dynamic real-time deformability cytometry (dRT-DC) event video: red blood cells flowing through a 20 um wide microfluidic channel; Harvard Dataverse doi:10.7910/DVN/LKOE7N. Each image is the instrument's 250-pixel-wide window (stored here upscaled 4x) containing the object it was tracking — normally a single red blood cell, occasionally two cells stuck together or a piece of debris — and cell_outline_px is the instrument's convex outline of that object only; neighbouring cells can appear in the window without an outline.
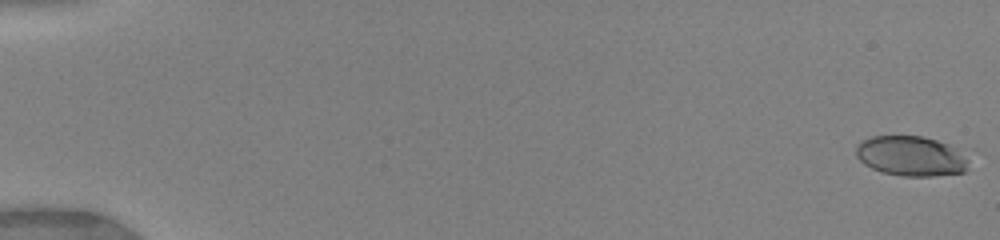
{"species": "human", "species_latin": "Homo sapiens", "temperature_condition": "warm", "stored_images_in_passage": 32, "camera_frame_rate_fps": 3000, "um_per_image_px": 0.085, "donor": {"sex": "female"}, "frame": {"image": 1, "passage_image": 1, "time_ms": 0.0, "image_size_px": [1000, 240], "cell_outline_px": [[968, 168], [964, 172], [932, 176], [904, 176], [880, 172], [864, 164], [856, 156], [856, 144], [872, 136], [924, 136], [948, 144], [968, 160]], "centroid_in_image_um": [77.39, 13.27], "position_along_channel_um": 7.6, "area_um2": 26.07}}
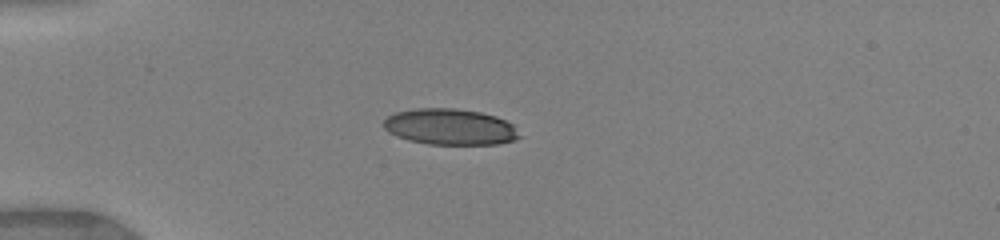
{"frame": {"image": 2, "passage_image": 10, "time_ms": 4.667, "image_size_px": [1000, 240], "cell_outline_px": [[524, 136], [512, 140], [496, 144], [428, 144], [408, 140], [396, 136], [388, 132], [384, 128], [384, 120], [388, 116], [396, 112], [416, 108], [452, 108], [480, 112], [496, 116], [512, 124]], "centroid_in_image_um": [38.26, 10.78], "position_along_channel_um": 46.7, "area_um2": 28.55}}
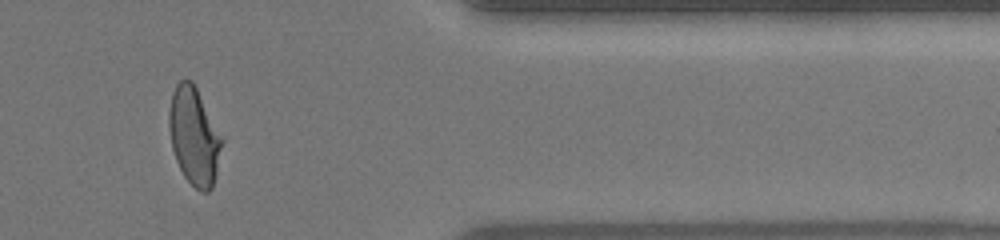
{"frame": {"image": 3, "passage_image": 28, "time_ms": 14.333, "image_size_px": [1000, 240], "cell_outline_px": [[224, 140], [216, 176], [212, 188], [208, 192], [200, 192], [184, 176], [176, 160], [172, 148], [168, 128], [168, 112], [172, 92], [176, 84], [180, 80], [192, 80], [224, 136]], "centroid_in_image_um": [16.52, 11.56], "position_along_channel_um": 394.9, "area_um2": 30.63}, "authors_computed_cell_mechanics": {"area_um2": 29.9982, "velocity_mm_per_s": 4.0445, "shape_relaxation_time_tau1_ms": 4.033, "shape_relaxation_time_tau2_ms": 0.0013, "deformation_change_tau1": 0.198, "deformation_change_tau2": 0.0702}}